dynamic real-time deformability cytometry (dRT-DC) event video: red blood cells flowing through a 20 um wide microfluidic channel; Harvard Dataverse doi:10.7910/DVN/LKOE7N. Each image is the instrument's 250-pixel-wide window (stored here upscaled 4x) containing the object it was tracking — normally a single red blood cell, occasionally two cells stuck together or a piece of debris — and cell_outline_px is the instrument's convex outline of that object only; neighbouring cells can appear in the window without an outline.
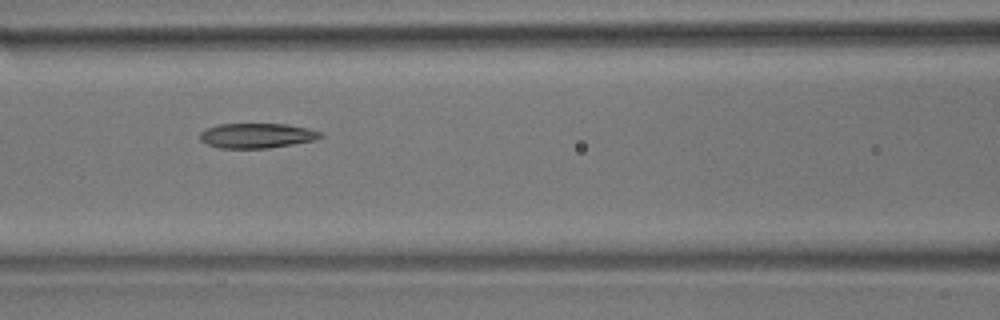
{"species": "common noctule bat (a hibernating species)", "species_latin": "Nyctalus noctula", "temperature_condition": "room temperature", "stored_images_in_passage": 4, "camera_frame_rate_fps": 3000, "um_per_image_px": 0.085, "animal": {"sex": "male", "body_mass_g": 17.9}, "frame": {"image": 1, "passage_image": 3, "time_ms": 2.333, "image_size_px": [1000, 320], "cell_outline_px": [[324, 136], [312, 140], [292, 144], [268, 148], [220, 148], [208, 144], [200, 140], [200, 132], [208, 128], [220, 124], [288, 124], [308, 128], [320, 132]], "centroid_in_image_um": [21.83, 11.52], "position_along_channel_um": 144.8, "area_um2": 17.28}}
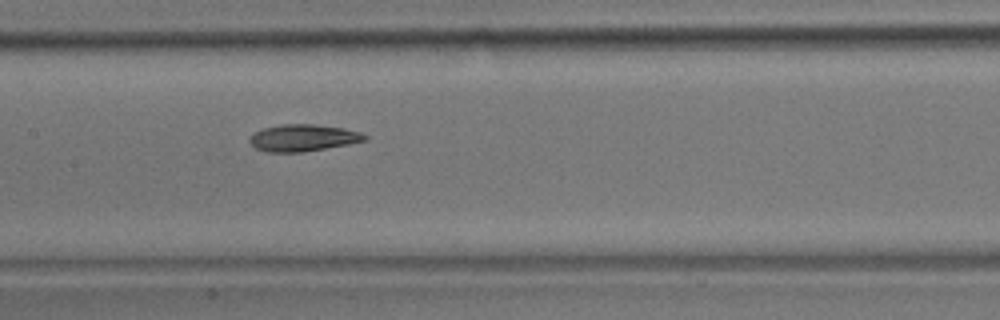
{"frame": {"image": 2, "passage_image": 4, "time_ms": 3.333, "image_size_px": [1000, 320], "cell_outline_px": [[368, 140], [348, 144], [304, 152], [268, 152], [256, 148], [248, 140], [256, 132], [264, 128], [280, 124], [312, 124], [344, 128], [360, 132], [368, 136]], "centroid_in_image_um": [25.79, 11.71], "position_along_channel_um": 181.6, "area_um2": 17.92}}